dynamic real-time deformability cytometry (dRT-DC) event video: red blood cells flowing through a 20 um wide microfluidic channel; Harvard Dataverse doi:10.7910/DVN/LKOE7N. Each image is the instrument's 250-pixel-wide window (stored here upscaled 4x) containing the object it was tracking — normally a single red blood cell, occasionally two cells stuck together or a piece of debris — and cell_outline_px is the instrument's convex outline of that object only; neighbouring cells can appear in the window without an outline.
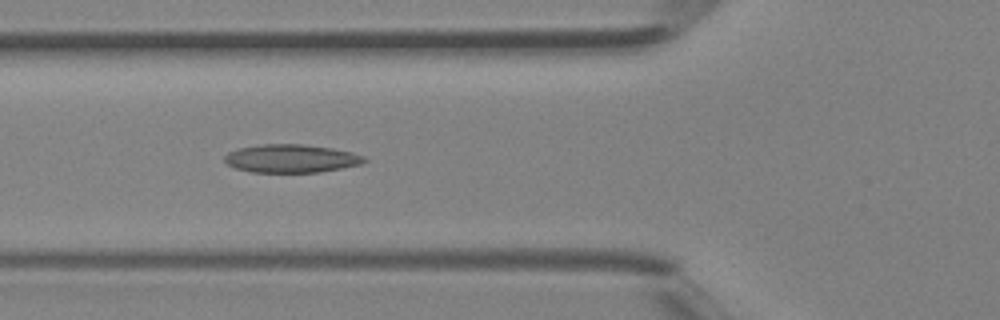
{"species": "Egyptian fruit bat (a non-hibernating species)", "species_latin": "Rousettus aegyptiacus", "temperature_condition": "room temperature", "stored_images_in_passage": 44, "segment_of_instrument_passage": [1, 2], "camera_frame_rate_fps": 3000, "um_per_image_px": 0.085, "animal": {"sex": "female"}, "frame": {"image": 1, "passage_image": 16, "time_ms": 5.0, "image_size_px": [1000, 320], "cell_outline_px": [[368, 160], [360, 164], [320, 172], [252, 172], [236, 168], [228, 164], [224, 160], [224, 156], [228, 152], [236, 148], [260, 144], [304, 144], [332, 148], [352, 152], [364, 156]], "centroid_in_image_um": [24.73, 13.46], "position_along_channel_um": 101.1, "area_um2": 23.0}}
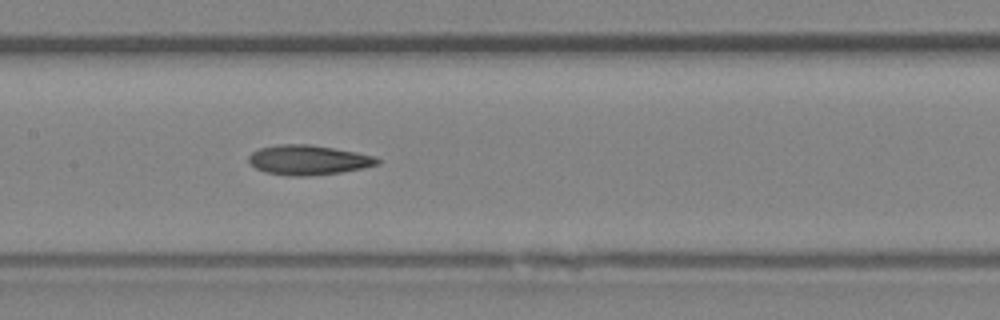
{"frame": {"image": 2, "passage_image": 21, "time_ms": 6.667, "image_size_px": [1000, 320], "cell_outline_px": [[380, 164], [364, 168], [340, 172], [308, 176], [292, 176], [264, 172], [256, 168], [248, 160], [248, 156], [252, 152], [260, 148], [276, 144], [312, 144], [356, 152], [376, 156], [380, 160]], "centroid_in_image_um": [26.22, 13.59], "position_along_channel_um": 181.2, "area_um2": 22.43}}
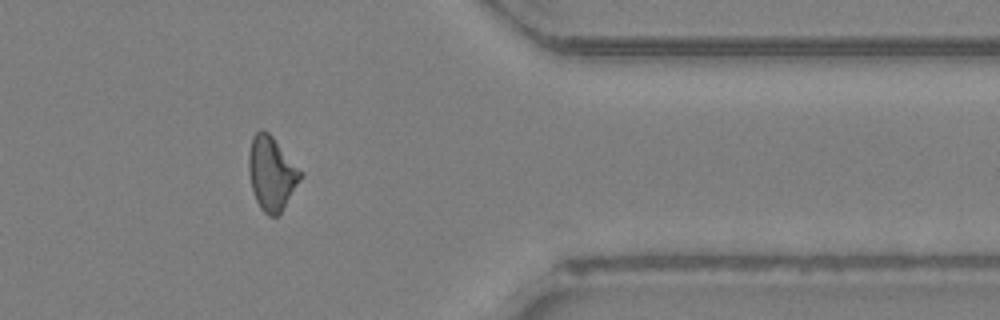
{"frame": {"image": 3, "passage_image": 35, "time_ms": 11.333, "image_size_px": [1000, 320], "cell_outline_px": [[304, 176], [280, 212], [276, 216], [268, 216], [260, 208], [256, 200], [252, 188], [248, 172], [248, 156], [252, 136], [260, 128], [264, 128], [272, 136], [304, 172]], "centroid_in_image_um": [23.09, 14.7], "position_along_channel_um": 388.3, "area_um2": 22.48}}